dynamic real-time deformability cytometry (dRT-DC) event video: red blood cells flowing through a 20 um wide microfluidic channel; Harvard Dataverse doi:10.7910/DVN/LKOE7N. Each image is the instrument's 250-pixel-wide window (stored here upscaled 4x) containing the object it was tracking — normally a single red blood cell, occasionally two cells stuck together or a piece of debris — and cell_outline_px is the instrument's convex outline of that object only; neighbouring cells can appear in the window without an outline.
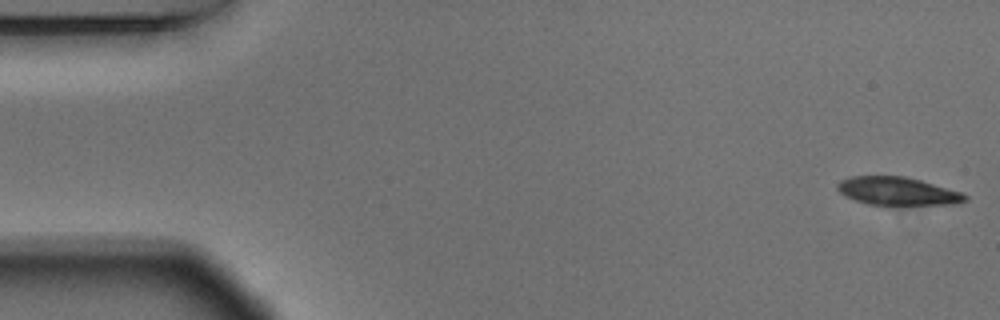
{"species": "Egyptian fruit bat (a non-hibernating species)", "species_latin": "Rousettus aegyptiacus", "temperature_condition": "warm", "stored_images_in_passage": 10, "camera_frame_rate_fps": 3000, "um_per_image_px": 0.085, "animal": {"sex": "male"}, "frame": {"image": 1, "passage_image": 1, "time_ms": 0.0, "image_size_px": [1000, 320], "cell_outline_px": [[968, 200], [956, 204], [868, 204], [856, 200], [840, 192], [836, 188], [836, 184], [840, 180], [852, 176], [904, 176], [920, 180], [964, 192], [968, 196]], "centroid_in_image_um": [76.33, 16.23], "position_along_channel_um": 8.7, "area_um2": 20.75}}